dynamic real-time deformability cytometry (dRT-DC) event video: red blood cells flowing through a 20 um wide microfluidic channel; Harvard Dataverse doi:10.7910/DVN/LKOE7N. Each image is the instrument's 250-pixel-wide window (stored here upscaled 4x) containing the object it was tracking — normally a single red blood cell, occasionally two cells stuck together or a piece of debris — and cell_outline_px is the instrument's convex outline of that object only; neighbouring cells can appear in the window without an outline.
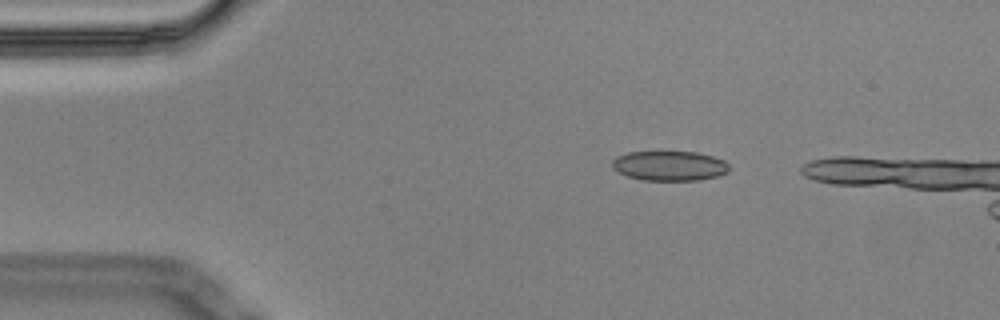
{"species": "Egyptian fruit bat (a non-hibernating species)", "species_latin": "Rousettus aegyptiacus", "temperature_condition": "cold", "stored_images_in_passage": 4, "camera_frame_rate_fps": 3000, "um_per_image_px": 0.085, "animal": {"sex": "male"}, "frame": {"image": 1, "passage_image": 2, "time_ms": 0.333, "image_size_px": [1000, 320], "cell_outline_px": [[728, 172], [716, 176], [700, 180], [644, 180], [628, 176], [612, 168], [612, 160], [616, 156], [628, 152], [696, 152], [712, 156], [724, 160], [728, 164]], "centroid_in_image_um": [56.9, 14.09], "position_along_channel_um": 28.1, "area_um2": 20.17}}